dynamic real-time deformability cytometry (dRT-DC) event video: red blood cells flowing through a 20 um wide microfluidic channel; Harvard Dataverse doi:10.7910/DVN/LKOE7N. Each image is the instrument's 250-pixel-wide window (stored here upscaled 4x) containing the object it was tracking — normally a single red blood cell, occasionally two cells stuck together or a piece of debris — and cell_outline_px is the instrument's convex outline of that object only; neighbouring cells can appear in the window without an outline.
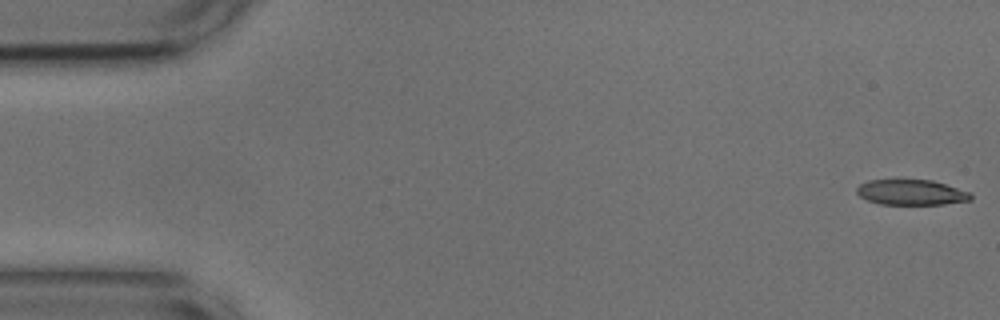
{"species": "common noctule bat (a hibernating species)", "species_latin": "Nyctalus noctula", "temperature_condition": "cold", "stored_images_in_passage": 53, "camera_frame_rate_fps": 3000, "um_per_image_px": 0.085, "animal": {"sex": "male", "body_mass_g": 17.9, "forearm_length_mm": 54.2}, "frame": {"image": 1, "passage_image": 1, "time_ms": 0.0, "image_size_px": [1000, 320], "cell_outline_px": [[972, 200], [944, 204], [880, 204], [868, 200], [860, 196], [856, 192], [856, 188], [860, 184], [868, 180], [932, 180], [972, 192]], "centroid_in_image_um": [77.49, 16.35], "position_along_channel_um": 7.5, "area_um2": 16.88}}
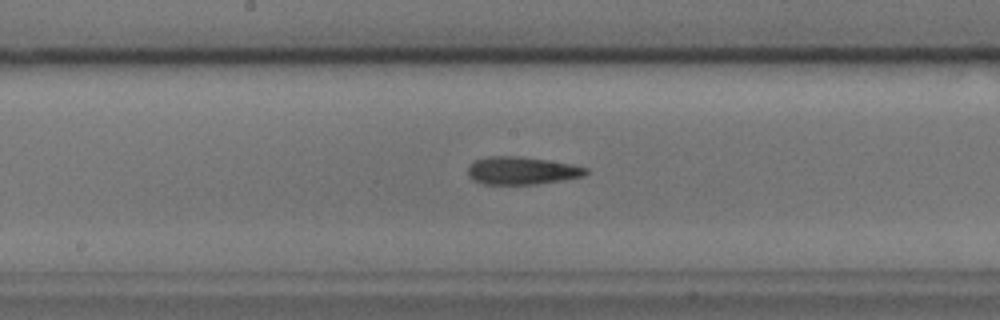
{"frame": {"image": 2, "passage_image": 27, "time_ms": 8.667, "image_size_px": [1000, 320], "cell_outline_px": [[588, 172], [584, 176], [564, 180], [536, 184], [484, 184], [472, 180], [468, 176], [468, 168], [476, 160], [488, 156], [516, 156], [572, 164], [588, 168]], "centroid_in_image_um": [44.36, 14.51], "position_along_channel_um": 203.8, "area_um2": 18.96}}
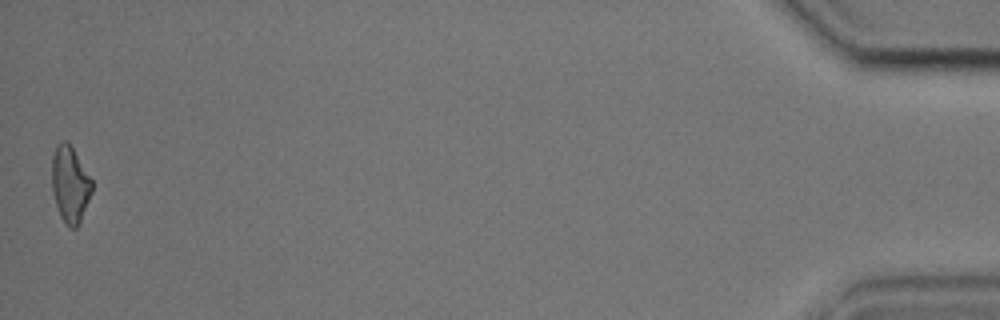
{"frame": {"image": 3, "passage_image": 53, "time_ms": 17.333, "image_size_px": [1000, 320], "cell_outline_px": [[92, 192], [80, 224], [76, 228], [72, 228], [60, 216], [52, 192], [52, 156], [56, 148], [64, 140], [68, 140], [92, 180]], "centroid_in_image_um": [5.96, 15.68], "position_along_channel_um": 429.2, "area_um2": 17.69}, "authors_computed_cell_mechanics": {"area_um2": 18.6116, "velocity_mm_per_s": 3.7023, "shape_relaxation_time_tau1_ms": 3.6343, "shape_relaxation_time_tau2_ms": 4.3707, "deformation_change_tau1": 0.1278, "deformation_change_tau2": 0.1282}}